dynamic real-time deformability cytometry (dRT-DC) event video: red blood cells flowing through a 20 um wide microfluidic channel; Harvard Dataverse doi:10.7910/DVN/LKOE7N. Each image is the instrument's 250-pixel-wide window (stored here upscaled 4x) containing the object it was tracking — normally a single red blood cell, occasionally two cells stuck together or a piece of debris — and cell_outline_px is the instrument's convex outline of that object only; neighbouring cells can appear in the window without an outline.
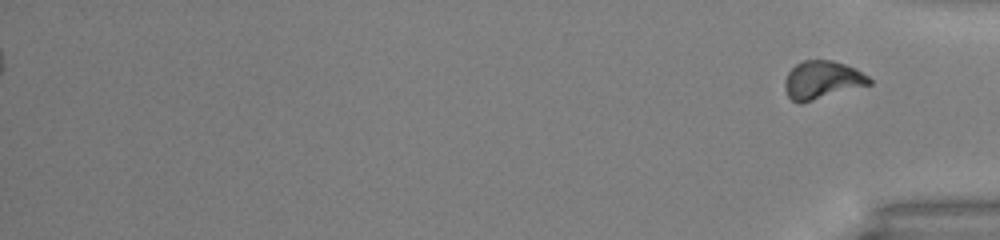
{"species": "common noctule bat (a hibernating species)", "species_latin": "Nyctalus noctula", "temperature_condition": "warm", "stored_images_in_passage": 48, "segment_of_instrument_passage": [2, 2], "camera_frame_rate_fps": 3000, "um_per_image_px": 0.085, "animal": {"sex": "male", "body_mass_g": 13.0, "forearm_length_mm": 53.1}, "frame": {"image": 1, "passage_image": 48, "time_ms": 15.667, "image_size_px": [1000, 240], "cell_outline_px": [[872, 84], [800, 104], [792, 100], [788, 96], [784, 88], [784, 80], [788, 72], [796, 64], [804, 60], [832, 60], [844, 64], [868, 76], [872, 80]], "centroid_in_image_um": [69.85, 6.81], "position_along_channel_um": 365.3, "area_um2": 18.67}}